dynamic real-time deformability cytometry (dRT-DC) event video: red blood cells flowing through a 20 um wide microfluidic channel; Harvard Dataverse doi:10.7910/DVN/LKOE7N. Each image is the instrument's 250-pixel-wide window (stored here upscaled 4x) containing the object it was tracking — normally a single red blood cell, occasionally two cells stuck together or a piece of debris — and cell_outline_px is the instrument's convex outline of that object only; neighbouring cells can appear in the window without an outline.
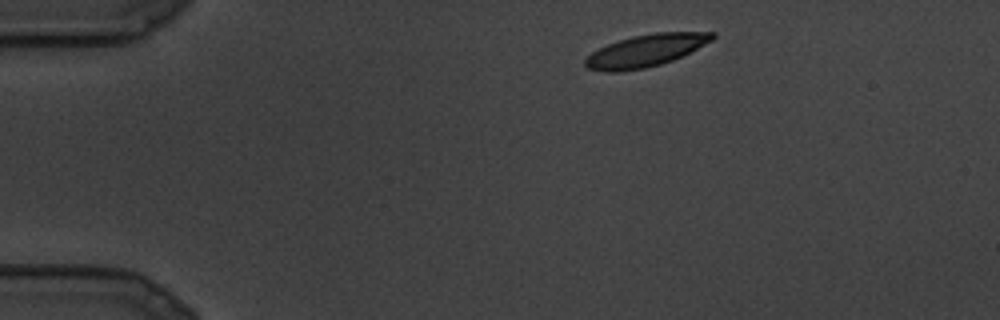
{"species": "common noctule bat (a hibernating species)", "species_latin": "Nyctalus noctula", "temperature_condition": "cold", "stored_images_in_passage": 7, "camera_frame_rate_fps": 3000, "um_per_image_px": 0.085, "animal": {"sex": "male", "body_mass_g": 19.5, "forearm_length_mm": 54.6}, "frame": {"image": 1, "passage_image": 1, "time_ms": 0.0, "image_size_px": [1000, 320], "cell_outline_px": [[716, 36], [712, 40], [672, 60], [660, 64], [644, 68], [616, 72], [604, 72], [588, 68], [584, 64], [584, 60], [592, 52], [608, 44], [632, 36], [656, 32], [716, 32]], "centroid_in_image_um": [54.86, 4.3], "position_along_channel_um": 30.1, "area_um2": 23.47}}
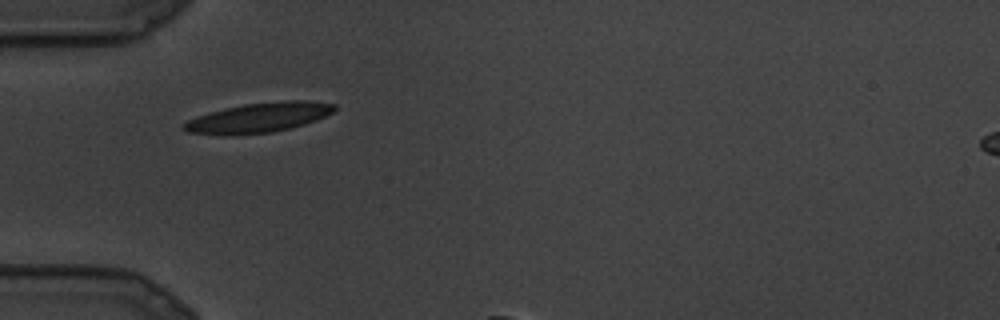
{"frame": {"image": 2, "passage_image": 5, "time_ms": 1.333, "image_size_px": [1000, 320], "cell_outline_px": [[336, 108], [332, 112], [316, 120], [304, 124], [272, 132], [232, 136], [220, 136], [188, 132], [180, 128], [180, 124], [196, 116], [224, 108], [244, 104], [284, 100], [308, 100], [336, 104]], "centroid_in_image_um": [21.92, 10.01], "position_along_channel_um": 63.1, "area_um2": 26.47}}